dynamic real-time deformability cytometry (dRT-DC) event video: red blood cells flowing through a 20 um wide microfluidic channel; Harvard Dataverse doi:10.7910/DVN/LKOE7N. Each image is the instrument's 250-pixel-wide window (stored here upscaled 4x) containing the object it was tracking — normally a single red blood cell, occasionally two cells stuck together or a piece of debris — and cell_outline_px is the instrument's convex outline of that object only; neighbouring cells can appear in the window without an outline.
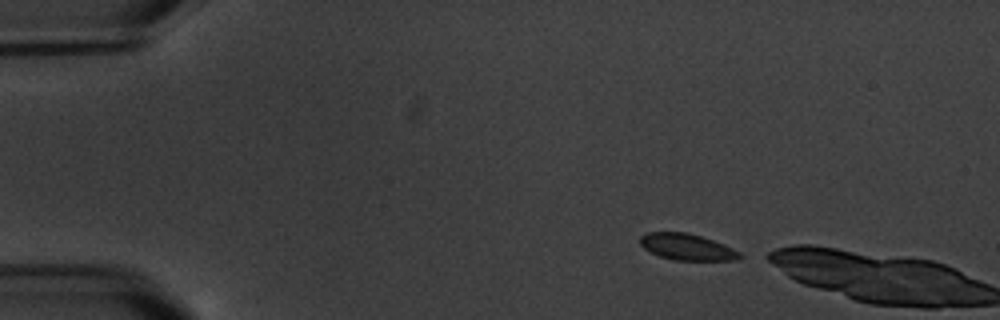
{"species": "common noctule bat (a hibernating species)", "species_latin": "Nyctalus noctula", "temperature_condition": "warm", "stored_images_in_passage": 2, "camera_frame_rate_fps": 3000, "um_per_image_px": 0.085, "animal": {"sex": "male", "body_mass_g": 20.1, "forearm_length_mm": 53.5}, "frame": {"image": 1, "passage_image": 1, "time_ms": 0.0, "image_size_px": [1000, 320], "cell_outline_px": [[748, 256], [740, 260], [676, 260], [660, 256], [644, 248], [640, 244], [640, 236], [648, 232], [688, 232], [724, 244]], "centroid_in_image_um": [58.46, 21.0], "position_along_channel_um": 26.5, "area_um2": 15.37}}